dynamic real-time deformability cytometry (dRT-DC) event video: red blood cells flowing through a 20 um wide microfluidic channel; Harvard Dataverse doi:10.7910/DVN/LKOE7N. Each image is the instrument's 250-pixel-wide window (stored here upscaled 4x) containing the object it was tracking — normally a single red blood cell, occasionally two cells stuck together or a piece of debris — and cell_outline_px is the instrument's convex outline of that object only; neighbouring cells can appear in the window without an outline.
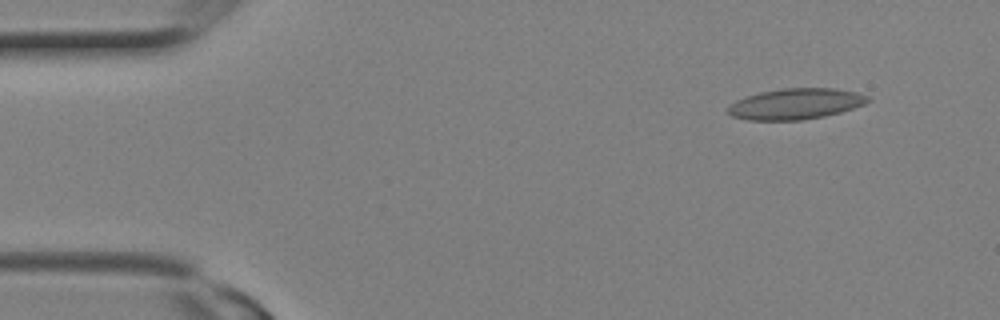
{"species": "Egyptian fruit bat (a non-hibernating species)", "species_latin": "Rousettus aegyptiacus", "temperature_condition": "room temperature", "stored_images_in_passage": 17, "camera_frame_rate_fps": 3000, "um_per_image_px": 0.085, "animal": {"sex": "female"}, "frame": {"image": 1, "passage_image": 2, "time_ms": 0.333, "image_size_px": [1000, 320], "cell_outline_px": [[872, 100], [864, 104], [840, 112], [824, 116], [804, 120], [748, 120], [732, 116], [728, 112], [728, 108], [736, 100], [760, 92], [784, 88], [836, 88], [856, 92], [868, 96]], "centroid_in_image_um": [67.66, 8.83], "position_along_channel_um": 17.3, "area_um2": 25.03}}
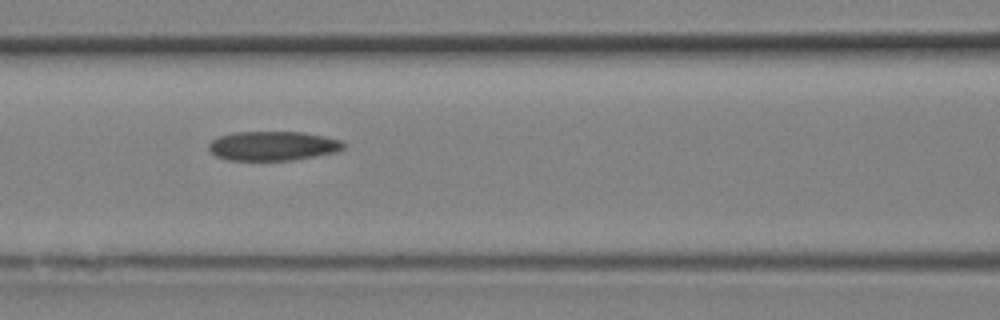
{"frame": {"image": 2, "passage_image": 10, "time_ms": 3.0, "image_size_px": [1000, 320], "cell_outline_px": [[348, 144], [344, 148], [336, 152], [316, 156], [292, 160], [228, 160], [216, 156], [208, 148], [208, 144], [216, 136], [232, 132], [304, 132], [324, 136], [340, 140]], "centroid_in_image_um": [23.19, 12.39], "position_along_channel_um": 143.4, "area_um2": 23.24}}
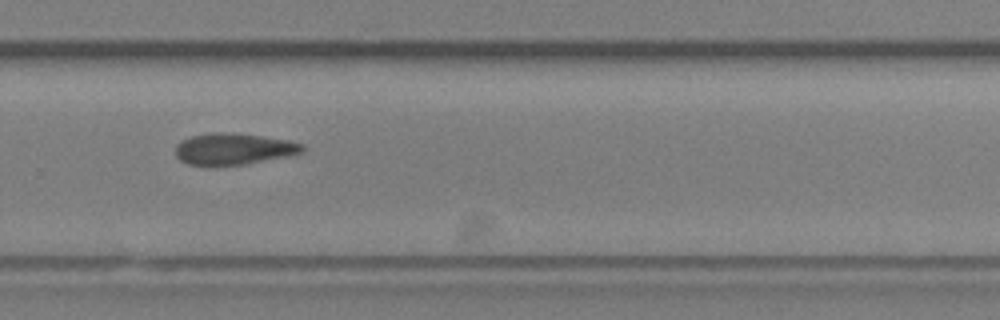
{"frame": {"image": 3, "passage_image": 16, "time_ms": 5.0, "image_size_px": [1000, 320], "cell_outline_px": [[304, 152], [288, 156], [244, 164], [188, 164], [180, 160], [176, 156], [176, 144], [180, 140], [192, 136], [212, 132], [220, 132], [260, 136], [288, 140], [304, 144]], "centroid_in_image_um": [19.86, 12.64], "position_along_channel_um": 309.9, "area_um2": 22.83}}